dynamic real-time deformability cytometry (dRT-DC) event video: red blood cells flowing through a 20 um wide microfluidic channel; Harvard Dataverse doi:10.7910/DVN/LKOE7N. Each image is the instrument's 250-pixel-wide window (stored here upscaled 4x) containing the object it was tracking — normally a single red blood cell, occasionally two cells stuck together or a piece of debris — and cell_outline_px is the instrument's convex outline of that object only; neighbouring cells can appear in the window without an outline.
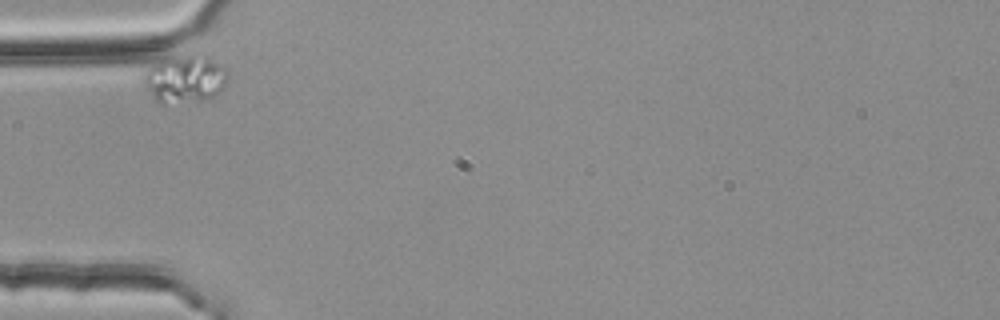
{"species": "common noctule bat (a hibernating species)", "species_latin": "Nyctalus noctula", "temperature_condition": "room temperature", "stored_images_in_passage": 4, "camera_frame_rate_fps": 3000, "um_per_image_px": 0.085, "animal": {"sex": "female", "body_mass_g": 25.1}, "frame": {"image": 1, "passage_image": 1, "time_ms": 0.0, "image_size_px": [1000, 320], "cell_outline_px": [[228, 80], [224, 88], [220, 92], [212, 96], [200, 100], [164, 104], [160, 104], [152, 96], [144, 84], [144, 72], [152, 64], [168, 56], [192, 52], [196, 52], [208, 56], [220, 64], [228, 72]], "centroid_in_image_um": [15.73, 6.65], "position_along_channel_um": 69.3, "area_um2": 23.93}}
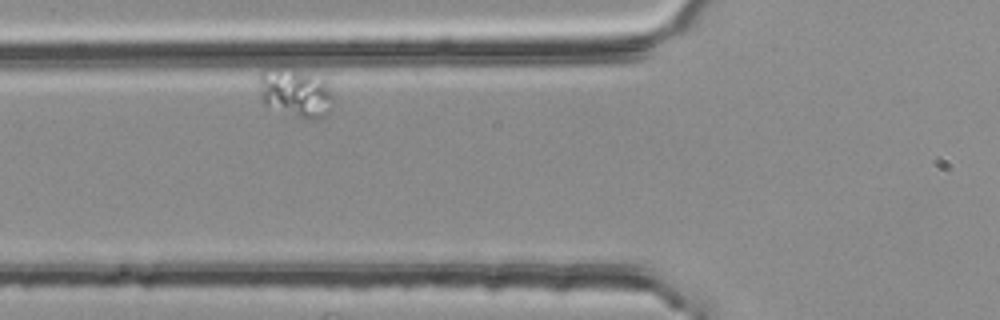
{"frame": {"image": 2, "passage_image": 2, "time_ms": 0.333, "image_size_px": [1000, 320], "cell_outline_px": [[332, 108], [324, 116], [312, 120], [304, 120], [264, 104], [260, 96], [260, 72], [264, 68], [280, 64], [288, 64], [324, 80], [332, 96]], "centroid_in_image_um": [25.07, 7.82], "position_along_channel_um": 100.7, "area_um2": 21.73}}
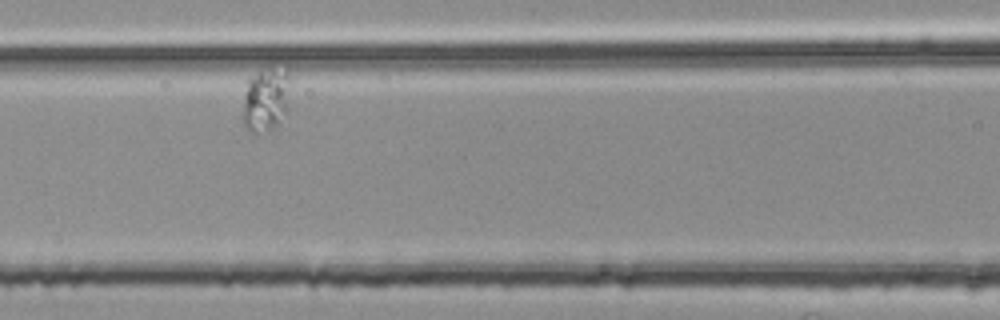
{"frame": {"image": 3, "passage_image": 3, "time_ms": 0.667, "image_size_px": [1000, 320], "cell_outline_px": [[288, 112], [268, 128], [256, 136], [244, 124], [244, 96], [248, 80], [260, 72], [284, 72], [288, 80]], "centroid_in_image_um": [22.56, 8.56], "position_along_channel_um": 144.0, "area_um2": 16.24}}